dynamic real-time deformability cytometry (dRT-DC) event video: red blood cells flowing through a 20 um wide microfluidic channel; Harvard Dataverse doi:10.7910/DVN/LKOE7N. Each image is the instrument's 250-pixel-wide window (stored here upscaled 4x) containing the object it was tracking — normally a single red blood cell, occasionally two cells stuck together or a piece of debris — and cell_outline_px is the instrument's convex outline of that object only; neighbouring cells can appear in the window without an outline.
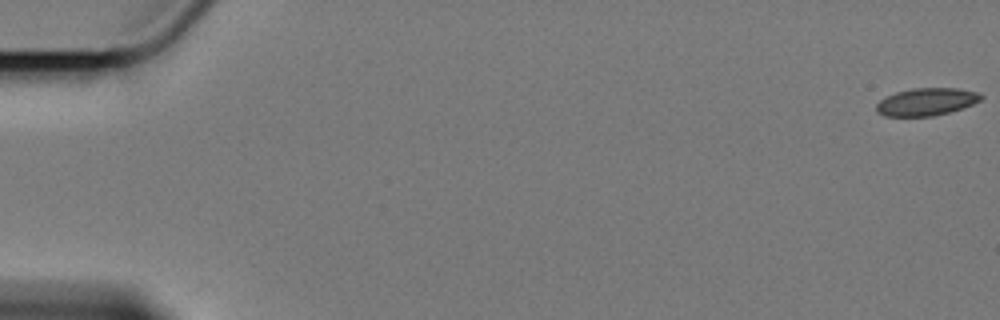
{"species": "Egyptian fruit bat (a non-hibernating species)", "species_latin": "Rousettus aegyptiacus", "temperature_condition": "cold", "stored_images_in_passage": 17, "camera_frame_rate_fps": 3000, "um_per_image_px": 0.085, "animal": {"sex": "female"}, "frame": {"image": 1, "passage_image": 1, "time_ms": 0.0, "image_size_px": [1000, 320], "cell_outline_px": [[984, 96], [980, 100], [972, 104], [948, 112], [932, 116], [884, 116], [876, 112], [876, 104], [880, 100], [896, 92], [912, 88], [960, 88], [980, 92]], "centroid_in_image_um": [78.75, 8.64], "position_along_channel_um": 6.3, "area_um2": 16.76}}
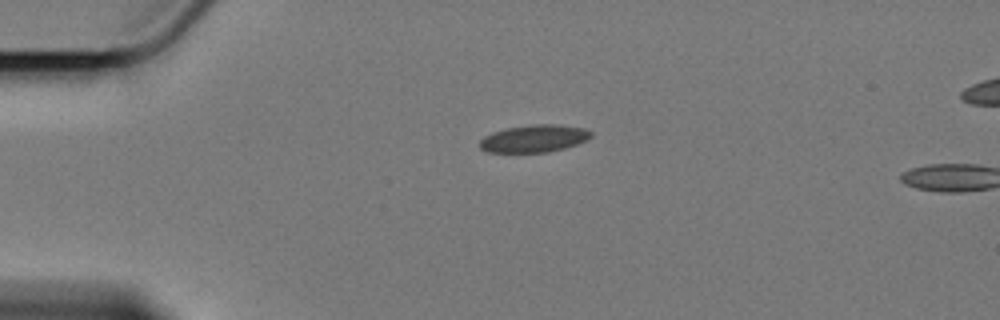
{"frame": {"image": 2, "passage_image": 15, "time_ms": 4.667, "image_size_px": [1000, 320], "cell_outline_px": [[592, 136], [588, 140], [564, 148], [548, 152], [488, 152], [480, 148], [480, 140], [484, 136], [492, 132], [504, 128], [532, 124], [556, 124], [584, 128], [592, 132]], "centroid_in_image_um": [45.4, 11.76], "position_along_channel_um": 39.6, "area_um2": 17.86}}